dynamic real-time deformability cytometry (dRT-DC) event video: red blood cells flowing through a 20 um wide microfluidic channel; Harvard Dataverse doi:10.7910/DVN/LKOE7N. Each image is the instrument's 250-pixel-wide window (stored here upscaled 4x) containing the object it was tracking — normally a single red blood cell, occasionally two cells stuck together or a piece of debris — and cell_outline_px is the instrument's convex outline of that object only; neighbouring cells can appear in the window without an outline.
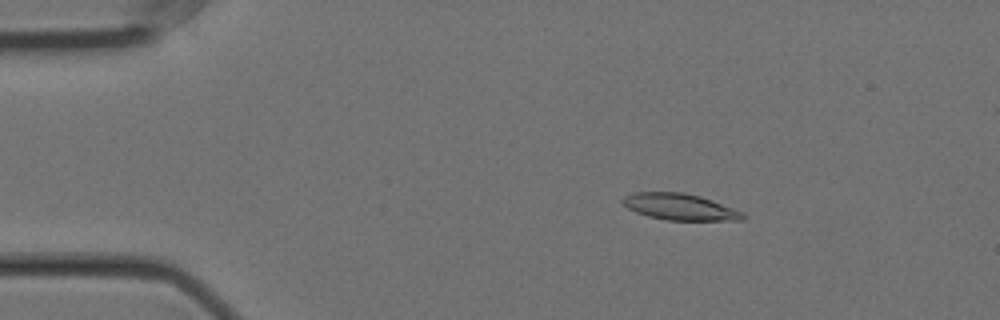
{"species": "Egyptian fruit bat (a non-hibernating species)", "species_latin": "Rousettus aegyptiacus", "temperature_condition": "cold", "stored_images_in_passage": 57, "camera_frame_rate_fps": 3000, "um_per_image_px": 0.085, "animal": {"sex": "female"}, "frame": {"image": 1, "passage_image": 10, "time_ms": 3.0, "image_size_px": [1000, 320], "cell_outline_px": [[748, 216], [744, 220], [668, 220], [648, 216], [636, 212], [628, 208], [620, 200], [624, 196], [632, 192], [684, 192], [700, 196], [712, 200], [744, 212]], "centroid_in_image_um": [57.81, 17.58], "position_along_channel_um": 27.2, "area_um2": 18.61}}
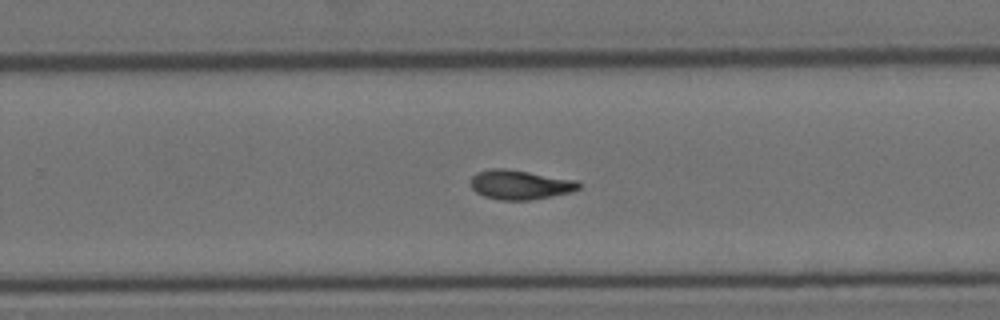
{"frame": {"image": 2, "passage_image": 37, "time_ms": 12.0, "image_size_px": [1000, 320], "cell_outline_px": [[580, 188], [572, 192], [532, 200], [500, 200], [484, 196], [476, 192], [472, 188], [472, 176], [476, 172], [488, 168], [504, 168], [576, 180], [580, 184]], "centroid_in_image_um": [44.19, 15.7], "position_along_channel_um": 285.6, "area_um2": 18.5}}
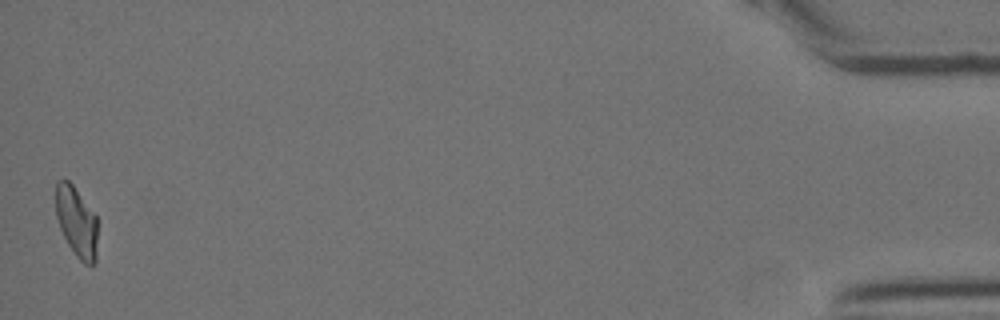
{"frame": {"image": 3, "passage_image": 57, "time_ms": 18.667, "image_size_px": [1000, 320], "cell_outline_px": [[96, 260], [92, 268], [84, 264], [76, 256], [68, 244], [60, 228], [56, 216], [56, 180], [68, 180], [72, 184], [96, 216]], "centroid_in_image_um": [6.5, 18.89], "position_along_channel_um": 428.7, "area_um2": 16.99}, "authors_computed_cell_mechanics": {"area_um2": 18.3804, "velocity_mm_per_s": 3.5418, "shape_relaxation_time_tau1_ms": null, "shape_relaxation_time_tau2_ms": 5.4589, "deformation_change_tau1": null, "deformation_change_tau2": 0.1218}}